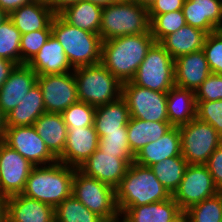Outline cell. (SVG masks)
I'll list each match as a JSON object with an SVG mask.
<instances>
[{"label": "cell", "mask_w": 222, "mask_h": 222, "mask_svg": "<svg viewBox=\"0 0 222 222\" xmlns=\"http://www.w3.org/2000/svg\"><path fill=\"white\" fill-rule=\"evenodd\" d=\"M154 43L151 31L102 41L101 64L121 83L131 81Z\"/></svg>", "instance_id": "cell-1"}, {"label": "cell", "mask_w": 222, "mask_h": 222, "mask_svg": "<svg viewBox=\"0 0 222 222\" xmlns=\"http://www.w3.org/2000/svg\"><path fill=\"white\" fill-rule=\"evenodd\" d=\"M115 193L120 215L131 206L148 205L172 197L150 167L135 162L129 165Z\"/></svg>", "instance_id": "cell-2"}, {"label": "cell", "mask_w": 222, "mask_h": 222, "mask_svg": "<svg viewBox=\"0 0 222 222\" xmlns=\"http://www.w3.org/2000/svg\"><path fill=\"white\" fill-rule=\"evenodd\" d=\"M75 169L59 161L50 165L34 166L21 194L55 208L72 195Z\"/></svg>", "instance_id": "cell-3"}, {"label": "cell", "mask_w": 222, "mask_h": 222, "mask_svg": "<svg viewBox=\"0 0 222 222\" xmlns=\"http://www.w3.org/2000/svg\"><path fill=\"white\" fill-rule=\"evenodd\" d=\"M52 35L64 48L73 68L101 63L102 40L99 34L72 26L56 14L52 20Z\"/></svg>", "instance_id": "cell-4"}, {"label": "cell", "mask_w": 222, "mask_h": 222, "mask_svg": "<svg viewBox=\"0 0 222 222\" xmlns=\"http://www.w3.org/2000/svg\"><path fill=\"white\" fill-rule=\"evenodd\" d=\"M147 7L137 1L115 2L102 8L99 35L102 41L150 32Z\"/></svg>", "instance_id": "cell-5"}, {"label": "cell", "mask_w": 222, "mask_h": 222, "mask_svg": "<svg viewBox=\"0 0 222 222\" xmlns=\"http://www.w3.org/2000/svg\"><path fill=\"white\" fill-rule=\"evenodd\" d=\"M73 73L78 101L99 107L122 96V83L101 63L74 68Z\"/></svg>", "instance_id": "cell-6"}, {"label": "cell", "mask_w": 222, "mask_h": 222, "mask_svg": "<svg viewBox=\"0 0 222 222\" xmlns=\"http://www.w3.org/2000/svg\"><path fill=\"white\" fill-rule=\"evenodd\" d=\"M72 195L105 222H113L120 216L115 189L85 175L78 168L75 169L73 176Z\"/></svg>", "instance_id": "cell-7"}, {"label": "cell", "mask_w": 222, "mask_h": 222, "mask_svg": "<svg viewBox=\"0 0 222 222\" xmlns=\"http://www.w3.org/2000/svg\"><path fill=\"white\" fill-rule=\"evenodd\" d=\"M131 82L152 91L167 93L175 86L174 59L158 42H155Z\"/></svg>", "instance_id": "cell-8"}, {"label": "cell", "mask_w": 222, "mask_h": 222, "mask_svg": "<svg viewBox=\"0 0 222 222\" xmlns=\"http://www.w3.org/2000/svg\"><path fill=\"white\" fill-rule=\"evenodd\" d=\"M178 128L181 155L189 165H205L214 150L222 144V137L215 128L197 117Z\"/></svg>", "instance_id": "cell-9"}, {"label": "cell", "mask_w": 222, "mask_h": 222, "mask_svg": "<svg viewBox=\"0 0 222 222\" xmlns=\"http://www.w3.org/2000/svg\"><path fill=\"white\" fill-rule=\"evenodd\" d=\"M122 97L127 102L130 117L144 121H169L167 93L152 91L128 81L122 83Z\"/></svg>", "instance_id": "cell-10"}, {"label": "cell", "mask_w": 222, "mask_h": 222, "mask_svg": "<svg viewBox=\"0 0 222 222\" xmlns=\"http://www.w3.org/2000/svg\"><path fill=\"white\" fill-rule=\"evenodd\" d=\"M220 191L205 165H188L178 189L172 195L181 210L215 196Z\"/></svg>", "instance_id": "cell-11"}, {"label": "cell", "mask_w": 222, "mask_h": 222, "mask_svg": "<svg viewBox=\"0 0 222 222\" xmlns=\"http://www.w3.org/2000/svg\"><path fill=\"white\" fill-rule=\"evenodd\" d=\"M4 143L34 166L50 165L58 161L33 125L7 127Z\"/></svg>", "instance_id": "cell-12"}, {"label": "cell", "mask_w": 222, "mask_h": 222, "mask_svg": "<svg viewBox=\"0 0 222 222\" xmlns=\"http://www.w3.org/2000/svg\"><path fill=\"white\" fill-rule=\"evenodd\" d=\"M37 83L42 90L47 113H62L78 101L73 71L56 75H37Z\"/></svg>", "instance_id": "cell-13"}, {"label": "cell", "mask_w": 222, "mask_h": 222, "mask_svg": "<svg viewBox=\"0 0 222 222\" xmlns=\"http://www.w3.org/2000/svg\"><path fill=\"white\" fill-rule=\"evenodd\" d=\"M34 165L5 143H0V194H21Z\"/></svg>", "instance_id": "cell-14"}, {"label": "cell", "mask_w": 222, "mask_h": 222, "mask_svg": "<svg viewBox=\"0 0 222 222\" xmlns=\"http://www.w3.org/2000/svg\"><path fill=\"white\" fill-rule=\"evenodd\" d=\"M134 158H119L117 154L103 153L99 148L78 169L116 189Z\"/></svg>", "instance_id": "cell-15"}, {"label": "cell", "mask_w": 222, "mask_h": 222, "mask_svg": "<svg viewBox=\"0 0 222 222\" xmlns=\"http://www.w3.org/2000/svg\"><path fill=\"white\" fill-rule=\"evenodd\" d=\"M98 147L99 137L94 125L71 127L67 131L65 148L58 161L78 168Z\"/></svg>", "instance_id": "cell-16"}, {"label": "cell", "mask_w": 222, "mask_h": 222, "mask_svg": "<svg viewBox=\"0 0 222 222\" xmlns=\"http://www.w3.org/2000/svg\"><path fill=\"white\" fill-rule=\"evenodd\" d=\"M37 83V74L27 64L17 65L0 88V109L6 115Z\"/></svg>", "instance_id": "cell-17"}, {"label": "cell", "mask_w": 222, "mask_h": 222, "mask_svg": "<svg viewBox=\"0 0 222 222\" xmlns=\"http://www.w3.org/2000/svg\"><path fill=\"white\" fill-rule=\"evenodd\" d=\"M175 86L196 91L211 74L203 50L174 60Z\"/></svg>", "instance_id": "cell-18"}, {"label": "cell", "mask_w": 222, "mask_h": 222, "mask_svg": "<svg viewBox=\"0 0 222 222\" xmlns=\"http://www.w3.org/2000/svg\"><path fill=\"white\" fill-rule=\"evenodd\" d=\"M182 12L190 26L208 34L222 30V3L218 0H185Z\"/></svg>", "instance_id": "cell-19"}, {"label": "cell", "mask_w": 222, "mask_h": 222, "mask_svg": "<svg viewBox=\"0 0 222 222\" xmlns=\"http://www.w3.org/2000/svg\"><path fill=\"white\" fill-rule=\"evenodd\" d=\"M27 65L37 75L64 74L74 70L64 52V48L52 34Z\"/></svg>", "instance_id": "cell-20"}, {"label": "cell", "mask_w": 222, "mask_h": 222, "mask_svg": "<svg viewBox=\"0 0 222 222\" xmlns=\"http://www.w3.org/2000/svg\"><path fill=\"white\" fill-rule=\"evenodd\" d=\"M8 222H55L54 207L17 194L8 197Z\"/></svg>", "instance_id": "cell-21"}, {"label": "cell", "mask_w": 222, "mask_h": 222, "mask_svg": "<svg viewBox=\"0 0 222 222\" xmlns=\"http://www.w3.org/2000/svg\"><path fill=\"white\" fill-rule=\"evenodd\" d=\"M55 15L56 13L43 0H34L13 11L9 18L23 35L36 30L52 29Z\"/></svg>", "instance_id": "cell-22"}, {"label": "cell", "mask_w": 222, "mask_h": 222, "mask_svg": "<svg viewBox=\"0 0 222 222\" xmlns=\"http://www.w3.org/2000/svg\"><path fill=\"white\" fill-rule=\"evenodd\" d=\"M181 155V137L178 127H172L162 137L146 144L134 156V162L146 167L166 158Z\"/></svg>", "instance_id": "cell-23"}, {"label": "cell", "mask_w": 222, "mask_h": 222, "mask_svg": "<svg viewBox=\"0 0 222 222\" xmlns=\"http://www.w3.org/2000/svg\"><path fill=\"white\" fill-rule=\"evenodd\" d=\"M208 33L202 29L185 24L175 33L165 36L159 44L176 58L203 50Z\"/></svg>", "instance_id": "cell-24"}, {"label": "cell", "mask_w": 222, "mask_h": 222, "mask_svg": "<svg viewBox=\"0 0 222 222\" xmlns=\"http://www.w3.org/2000/svg\"><path fill=\"white\" fill-rule=\"evenodd\" d=\"M49 151L58 159L64 151L68 128L61 113H44L33 125Z\"/></svg>", "instance_id": "cell-25"}, {"label": "cell", "mask_w": 222, "mask_h": 222, "mask_svg": "<svg viewBox=\"0 0 222 222\" xmlns=\"http://www.w3.org/2000/svg\"><path fill=\"white\" fill-rule=\"evenodd\" d=\"M46 113L43 94L36 83L22 98V101L6 114L7 127L32 126L36 119Z\"/></svg>", "instance_id": "cell-26"}, {"label": "cell", "mask_w": 222, "mask_h": 222, "mask_svg": "<svg viewBox=\"0 0 222 222\" xmlns=\"http://www.w3.org/2000/svg\"><path fill=\"white\" fill-rule=\"evenodd\" d=\"M195 91L173 86L167 92V113L169 123L179 127L196 118Z\"/></svg>", "instance_id": "cell-27"}, {"label": "cell", "mask_w": 222, "mask_h": 222, "mask_svg": "<svg viewBox=\"0 0 222 222\" xmlns=\"http://www.w3.org/2000/svg\"><path fill=\"white\" fill-rule=\"evenodd\" d=\"M172 127L169 121H144L130 117L127 138L131 152L135 155L146 144L158 140Z\"/></svg>", "instance_id": "cell-28"}, {"label": "cell", "mask_w": 222, "mask_h": 222, "mask_svg": "<svg viewBox=\"0 0 222 222\" xmlns=\"http://www.w3.org/2000/svg\"><path fill=\"white\" fill-rule=\"evenodd\" d=\"M130 118L127 102L121 96L119 99L96 107L94 127L101 138L106 132L121 131V127L127 126Z\"/></svg>", "instance_id": "cell-29"}, {"label": "cell", "mask_w": 222, "mask_h": 222, "mask_svg": "<svg viewBox=\"0 0 222 222\" xmlns=\"http://www.w3.org/2000/svg\"><path fill=\"white\" fill-rule=\"evenodd\" d=\"M181 209L173 197L148 205L131 206L121 216L127 222H170Z\"/></svg>", "instance_id": "cell-30"}, {"label": "cell", "mask_w": 222, "mask_h": 222, "mask_svg": "<svg viewBox=\"0 0 222 222\" xmlns=\"http://www.w3.org/2000/svg\"><path fill=\"white\" fill-rule=\"evenodd\" d=\"M102 8L97 4L80 0L65 7L58 14L72 26L99 34Z\"/></svg>", "instance_id": "cell-31"}, {"label": "cell", "mask_w": 222, "mask_h": 222, "mask_svg": "<svg viewBox=\"0 0 222 222\" xmlns=\"http://www.w3.org/2000/svg\"><path fill=\"white\" fill-rule=\"evenodd\" d=\"M188 165L184 157L180 155L166 158L150 168L160 183L173 195L178 189Z\"/></svg>", "instance_id": "cell-32"}, {"label": "cell", "mask_w": 222, "mask_h": 222, "mask_svg": "<svg viewBox=\"0 0 222 222\" xmlns=\"http://www.w3.org/2000/svg\"><path fill=\"white\" fill-rule=\"evenodd\" d=\"M55 222H105L73 195L54 208Z\"/></svg>", "instance_id": "cell-33"}, {"label": "cell", "mask_w": 222, "mask_h": 222, "mask_svg": "<svg viewBox=\"0 0 222 222\" xmlns=\"http://www.w3.org/2000/svg\"><path fill=\"white\" fill-rule=\"evenodd\" d=\"M21 33L8 18L0 25V58L20 65Z\"/></svg>", "instance_id": "cell-34"}, {"label": "cell", "mask_w": 222, "mask_h": 222, "mask_svg": "<svg viewBox=\"0 0 222 222\" xmlns=\"http://www.w3.org/2000/svg\"><path fill=\"white\" fill-rule=\"evenodd\" d=\"M189 222H222V194L191 206L186 210Z\"/></svg>", "instance_id": "cell-35"}, {"label": "cell", "mask_w": 222, "mask_h": 222, "mask_svg": "<svg viewBox=\"0 0 222 222\" xmlns=\"http://www.w3.org/2000/svg\"><path fill=\"white\" fill-rule=\"evenodd\" d=\"M186 24L182 10L156 15L150 22V31L155 42L175 33Z\"/></svg>", "instance_id": "cell-36"}, {"label": "cell", "mask_w": 222, "mask_h": 222, "mask_svg": "<svg viewBox=\"0 0 222 222\" xmlns=\"http://www.w3.org/2000/svg\"><path fill=\"white\" fill-rule=\"evenodd\" d=\"M103 153L117 154L119 158H134L131 152L128 138L127 126L121 127V131L106 132L99 138V147Z\"/></svg>", "instance_id": "cell-37"}, {"label": "cell", "mask_w": 222, "mask_h": 222, "mask_svg": "<svg viewBox=\"0 0 222 222\" xmlns=\"http://www.w3.org/2000/svg\"><path fill=\"white\" fill-rule=\"evenodd\" d=\"M95 110L96 107L77 101L65 109L61 115L68 129L86 127L94 125Z\"/></svg>", "instance_id": "cell-38"}, {"label": "cell", "mask_w": 222, "mask_h": 222, "mask_svg": "<svg viewBox=\"0 0 222 222\" xmlns=\"http://www.w3.org/2000/svg\"><path fill=\"white\" fill-rule=\"evenodd\" d=\"M51 34L52 29H43L21 35L20 65L27 64L39 52Z\"/></svg>", "instance_id": "cell-39"}, {"label": "cell", "mask_w": 222, "mask_h": 222, "mask_svg": "<svg viewBox=\"0 0 222 222\" xmlns=\"http://www.w3.org/2000/svg\"><path fill=\"white\" fill-rule=\"evenodd\" d=\"M203 51L211 73L222 75V30L207 35Z\"/></svg>", "instance_id": "cell-40"}, {"label": "cell", "mask_w": 222, "mask_h": 222, "mask_svg": "<svg viewBox=\"0 0 222 222\" xmlns=\"http://www.w3.org/2000/svg\"><path fill=\"white\" fill-rule=\"evenodd\" d=\"M196 117L212 125L222 136V99L215 101H196Z\"/></svg>", "instance_id": "cell-41"}, {"label": "cell", "mask_w": 222, "mask_h": 222, "mask_svg": "<svg viewBox=\"0 0 222 222\" xmlns=\"http://www.w3.org/2000/svg\"><path fill=\"white\" fill-rule=\"evenodd\" d=\"M222 99V75L211 73L195 91L196 101H215Z\"/></svg>", "instance_id": "cell-42"}, {"label": "cell", "mask_w": 222, "mask_h": 222, "mask_svg": "<svg viewBox=\"0 0 222 222\" xmlns=\"http://www.w3.org/2000/svg\"><path fill=\"white\" fill-rule=\"evenodd\" d=\"M205 166L212 175L213 181L219 191L222 190V144L217 147L207 160Z\"/></svg>", "instance_id": "cell-43"}, {"label": "cell", "mask_w": 222, "mask_h": 222, "mask_svg": "<svg viewBox=\"0 0 222 222\" xmlns=\"http://www.w3.org/2000/svg\"><path fill=\"white\" fill-rule=\"evenodd\" d=\"M185 0H155L147 9L150 21L160 14L182 10Z\"/></svg>", "instance_id": "cell-44"}, {"label": "cell", "mask_w": 222, "mask_h": 222, "mask_svg": "<svg viewBox=\"0 0 222 222\" xmlns=\"http://www.w3.org/2000/svg\"><path fill=\"white\" fill-rule=\"evenodd\" d=\"M16 66V63L4 58H0V88L9 78L11 72Z\"/></svg>", "instance_id": "cell-45"}, {"label": "cell", "mask_w": 222, "mask_h": 222, "mask_svg": "<svg viewBox=\"0 0 222 222\" xmlns=\"http://www.w3.org/2000/svg\"><path fill=\"white\" fill-rule=\"evenodd\" d=\"M34 0H0V8L4 9L9 15L19 7L29 4Z\"/></svg>", "instance_id": "cell-46"}, {"label": "cell", "mask_w": 222, "mask_h": 222, "mask_svg": "<svg viewBox=\"0 0 222 222\" xmlns=\"http://www.w3.org/2000/svg\"><path fill=\"white\" fill-rule=\"evenodd\" d=\"M56 14L62 11L65 7L77 3L80 0H43Z\"/></svg>", "instance_id": "cell-47"}, {"label": "cell", "mask_w": 222, "mask_h": 222, "mask_svg": "<svg viewBox=\"0 0 222 222\" xmlns=\"http://www.w3.org/2000/svg\"><path fill=\"white\" fill-rule=\"evenodd\" d=\"M8 197L0 194V222H8Z\"/></svg>", "instance_id": "cell-48"}, {"label": "cell", "mask_w": 222, "mask_h": 222, "mask_svg": "<svg viewBox=\"0 0 222 222\" xmlns=\"http://www.w3.org/2000/svg\"><path fill=\"white\" fill-rule=\"evenodd\" d=\"M6 129H7L6 115L0 109V143L5 142Z\"/></svg>", "instance_id": "cell-49"}, {"label": "cell", "mask_w": 222, "mask_h": 222, "mask_svg": "<svg viewBox=\"0 0 222 222\" xmlns=\"http://www.w3.org/2000/svg\"><path fill=\"white\" fill-rule=\"evenodd\" d=\"M170 222H189V216L186 211L181 210Z\"/></svg>", "instance_id": "cell-50"}, {"label": "cell", "mask_w": 222, "mask_h": 222, "mask_svg": "<svg viewBox=\"0 0 222 222\" xmlns=\"http://www.w3.org/2000/svg\"><path fill=\"white\" fill-rule=\"evenodd\" d=\"M83 1H88L91 3L97 4L101 7H105L116 2L115 0H83Z\"/></svg>", "instance_id": "cell-51"}, {"label": "cell", "mask_w": 222, "mask_h": 222, "mask_svg": "<svg viewBox=\"0 0 222 222\" xmlns=\"http://www.w3.org/2000/svg\"><path fill=\"white\" fill-rule=\"evenodd\" d=\"M9 18V14L2 8H0V25Z\"/></svg>", "instance_id": "cell-52"}, {"label": "cell", "mask_w": 222, "mask_h": 222, "mask_svg": "<svg viewBox=\"0 0 222 222\" xmlns=\"http://www.w3.org/2000/svg\"><path fill=\"white\" fill-rule=\"evenodd\" d=\"M145 7H149L155 0H135Z\"/></svg>", "instance_id": "cell-53"}, {"label": "cell", "mask_w": 222, "mask_h": 222, "mask_svg": "<svg viewBox=\"0 0 222 222\" xmlns=\"http://www.w3.org/2000/svg\"><path fill=\"white\" fill-rule=\"evenodd\" d=\"M113 222H127L121 215L116 218Z\"/></svg>", "instance_id": "cell-54"}, {"label": "cell", "mask_w": 222, "mask_h": 222, "mask_svg": "<svg viewBox=\"0 0 222 222\" xmlns=\"http://www.w3.org/2000/svg\"><path fill=\"white\" fill-rule=\"evenodd\" d=\"M116 2H132V1H135V0H115Z\"/></svg>", "instance_id": "cell-55"}]
</instances>
